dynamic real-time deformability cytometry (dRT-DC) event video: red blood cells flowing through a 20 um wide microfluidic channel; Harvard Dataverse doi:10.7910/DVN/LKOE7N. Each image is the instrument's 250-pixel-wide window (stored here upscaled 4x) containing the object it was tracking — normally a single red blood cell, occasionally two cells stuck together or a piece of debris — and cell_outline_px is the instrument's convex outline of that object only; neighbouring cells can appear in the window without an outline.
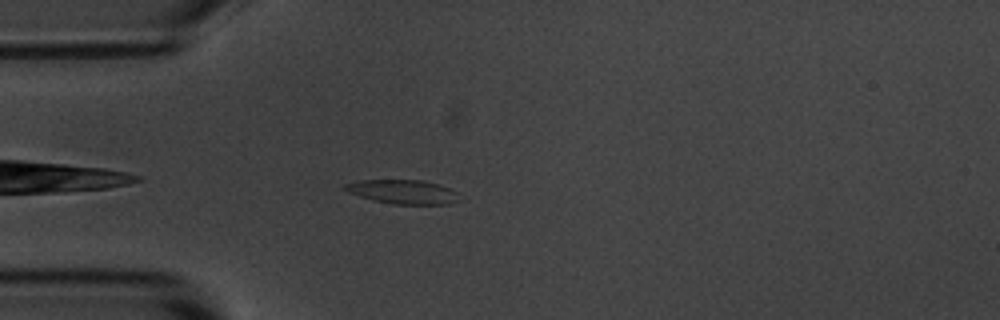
{"species": "common noctule bat (a hibernating species)", "species_latin": "Nyctalus noctula", "temperature_condition": "room temperature", "stored_images_in_passage": 5, "camera_frame_rate_fps": 3000, "um_per_image_px": 0.085, "animal": {"sex": "male", "body_mass_g": 20.1, "forearm_length_mm": 53.5}, "frame": {"image": 1, "passage_image": 4, "time_ms": 3.667, "image_size_px": [1000, 320], "cell_outline_px": [[460, 200], [452, 204], [392, 204], [372, 200], [348, 192], [340, 188], [344, 184], [356, 180], [424, 180], [452, 188], [456, 192]], "centroid_in_image_um": [34.24, 16.3], "position_along_channel_um": 50.8, "area_um2": 16.3}}